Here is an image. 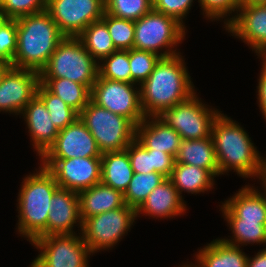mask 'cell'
<instances>
[{"label":"cell","instance_id":"1","mask_svg":"<svg viewBox=\"0 0 266 267\" xmlns=\"http://www.w3.org/2000/svg\"><path fill=\"white\" fill-rule=\"evenodd\" d=\"M180 54L160 58L153 72L140 86L145 117H158L164 110L188 100L196 93Z\"/></svg>","mask_w":266,"mask_h":267},{"label":"cell","instance_id":"2","mask_svg":"<svg viewBox=\"0 0 266 267\" xmlns=\"http://www.w3.org/2000/svg\"><path fill=\"white\" fill-rule=\"evenodd\" d=\"M16 27L17 50L11 66L40 73L65 36L46 10L16 19Z\"/></svg>","mask_w":266,"mask_h":267},{"label":"cell","instance_id":"3","mask_svg":"<svg viewBox=\"0 0 266 267\" xmlns=\"http://www.w3.org/2000/svg\"><path fill=\"white\" fill-rule=\"evenodd\" d=\"M211 136L220 175L231 170L243 178L257 175L262 156L239 123L219 113L213 122Z\"/></svg>","mask_w":266,"mask_h":267},{"label":"cell","instance_id":"4","mask_svg":"<svg viewBox=\"0 0 266 267\" xmlns=\"http://www.w3.org/2000/svg\"><path fill=\"white\" fill-rule=\"evenodd\" d=\"M18 195V232L27 241L47 236L50 201L59 188L54 176L41 164L39 170L23 179Z\"/></svg>","mask_w":266,"mask_h":267},{"label":"cell","instance_id":"5","mask_svg":"<svg viewBox=\"0 0 266 267\" xmlns=\"http://www.w3.org/2000/svg\"><path fill=\"white\" fill-rule=\"evenodd\" d=\"M98 75V63L86 51L79 38L65 36L39 73V78H66L85 85L91 91Z\"/></svg>","mask_w":266,"mask_h":267},{"label":"cell","instance_id":"6","mask_svg":"<svg viewBox=\"0 0 266 267\" xmlns=\"http://www.w3.org/2000/svg\"><path fill=\"white\" fill-rule=\"evenodd\" d=\"M79 118L93 135L101 154L123 151L135 139L136 126L128 118L112 113L91 99Z\"/></svg>","mask_w":266,"mask_h":267},{"label":"cell","instance_id":"7","mask_svg":"<svg viewBox=\"0 0 266 267\" xmlns=\"http://www.w3.org/2000/svg\"><path fill=\"white\" fill-rule=\"evenodd\" d=\"M134 27V49L149 51L161 58L180 53L172 48L182 43L186 34V27L175 18L152 9L135 21Z\"/></svg>","mask_w":266,"mask_h":267},{"label":"cell","instance_id":"8","mask_svg":"<svg viewBox=\"0 0 266 267\" xmlns=\"http://www.w3.org/2000/svg\"><path fill=\"white\" fill-rule=\"evenodd\" d=\"M136 217V209L125 204L121 208L86 218L82 222L81 235L92 255L102 249L113 248L131 229Z\"/></svg>","mask_w":266,"mask_h":267},{"label":"cell","instance_id":"9","mask_svg":"<svg viewBox=\"0 0 266 267\" xmlns=\"http://www.w3.org/2000/svg\"><path fill=\"white\" fill-rule=\"evenodd\" d=\"M41 252L30 267H89V247L82 235L61 234L38 237L31 242Z\"/></svg>","mask_w":266,"mask_h":267},{"label":"cell","instance_id":"10","mask_svg":"<svg viewBox=\"0 0 266 267\" xmlns=\"http://www.w3.org/2000/svg\"><path fill=\"white\" fill-rule=\"evenodd\" d=\"M219 113L218 109H208L195 93L188 100L164 110L158 118L182 139L193 140L211 136L213 122Z\"/></svg>","mask_w":266,"mask_h":267},{"label":"cell","instance_id":"11","mask_svg":"<svg viewBox=\"0 0 266 267\" xmlns=\"http://www.w3.org/2000/svg\"><path fill=\"white\" fill-rule=\"evenodd\" d=\"M101 78L99 75L92 86L90 99L114 114L128 118L137 126L146 117L141 107L140 86Z\"/></svg>","mask_w":266,"mask_h":267},{"label":"cell","instance_id":"12","mask_svg":"<svg viewBox=\"0 0 266 267\" xmlns=\"http://www.w3.org/2000/svg\"><path fill=\"white\" fill-rule=\"evenodd\" d=\"M46 11L64 36L77 37L92 22L102 19L105 0H47Z\"/></svg>","mask_w":266,"mask_h":267},{"label":"cell","instance_id":"13","mask_svg":"<svg viewBox=\"0 0 266 267\" xmlns=\"http://www.w3.org/2000/svg\"><path fill=\"white\" fill-rule=\"evenodd\" d=\"M60 188L81 192L101 182V157L42 159Z\"/></svg>","mask_w":266,"mask_h":267},{"label":"cell","instance_id":"14","mask_svg":"<svg viewBox=\"0 0 266 267\" xmlns=\"http://www.w3.org/2000/svg\"><path fill=\"white\" fill-rule=\"evenodd\" d=\"M225 29L241 38L258 57L266 58V3L241 4L237 15L224 19Z\"/></svg>","mask_w":266,"mask_h":267},{"label":"cell","instance_id":"15","mask_svg":"<svg viewBox=\"0 0 266 267\" xmlns=\"http://www.w3.org/2000/svg\"><path fill=\"white\" fill-rule=\"evenodd\" d=\"M39 72L10 66L0 81V112L20 115L36 96Z\"/></svg>","mask_w":266,"mask_h":267},{"label":"cell","instance_id":"16","mask_svg":"<svg viewBox=\"0 0 266 267\" xmlns=\"http://www.w3.org/2000/svg\"><path fill=\"white\" fill-rule=\"evenodd\" d=\"M96 140L85 124L78 118L60 130L55 143L40 159H70L78 157H101Z\"/></svg>","mask_w":266,"mask_h":267},{"label":"cell","instance_id":"17","mask_svg":"<svg viewBox=\"0 0 266 267\" xmlns=\"http://www.w3.org/2000/svg\"><path fill=\"white\" fill-rule=\"evenodd\" d=\"M47 220V236L61 234H75L74 224L78 222L80 234L82 232V220L80 217L78 193L58 188L50 201Z\"/></svg>","mask_w":266,"mask_h":267},{"label":"cell","instance_id":"18","mask_svg":"<svg viewBox=\"0 0 266 267\" xmlns=\"http://www.w3.org/2000/svg\"><path fill=\"white\" fill-rule=\"evenodd\" d=\"M21 115L29 129L32 145L42 158L55 143L59 131L50 119L44 102L37 95L26 105Z\"/></svg>","mask_w":266,"mask_h":267},{"label":"cell","instance_id":"19","mask_svg":"<svg viewBox=\"0 0 266 267\" xmlns=\"http://www.w3.org/2000/svg\"><path fill=\"white\" fill-rule=\"evenodd\" d=\"M183 199L170 179L166 178L150 192L146 200L136 210L137 217L143 213L146 216L156 217V219L157 217L166 219L181 216L187 210Z\"/></svg>","mask_w":266,"mask_h":267},{"label":"cell","instance_id":"20","mask_svg":"<svg viewBox=\"0 0 266 267\" xmlns=\"http://www.w3.org/2000/svg\"><path fill=\"white\" fill-rule=\"evenodd\" d=\"M135 139L148 150L163 151L174 158L182 141L179 133L158 117H146L141 121L136 126Z\"/></svg>","mask_w":266,"mask_h":267},{"label":"cell","instance_id":"21","mask_svg":"<svg viewBox=\"0 0 266 267\" xmlns=\"http://www.w3.org/2000/svg\"><path fill=\"white\" fill-rule=\"evenodd\" d=\"M220 207L225 219L266 221V198L255 187L245 185Z\"/></svg>","mask_w":266,"mask_h":267},{"label":"cell","instance_id":"22","mask_svg":"<svg viewBox=\"0 0 266 267\" xmlns=\"http://www.w3.org/2000/svg\"><path fill=\"white\" fill-rule=\"evenodd\" d=\"M82 222L89 217L121 208L125 205L123 193L102 182L78 193Z\"/></svg>","mask_w":266,"mask_h":267},{"label":"cell","instance_id":"23","mask_svg":"<svg viewBox=\"0 0 266 267\" xmlns=\"http://www.w3.org/2000/svg\"><path fill=\"white\" fill-rule=\"evenodd\" d=\"M196 255L198 267H247L248 256L240 246L215 239L200 249Z\"/></svg>","mask_w":266,"mask_h":267},{"label":"cell","instance_id":"24","mask_svg":"<svg viewBox=\"0 0 266 267\" xmlns=\"http://www.w3.org/2000/svg\"><path fill=\"white\" fill-rule=\"evenodd\" d=\"M175 162L209 170L215 177L220 175L212 136L203 139H182Z\"/></svg>","mask_w":266,"mask_h":267},{"label":"cell","instance_id":"25","mask_svg":"<svg viewBox=\"0 0 266 267\" xmlns=\"http://www.w3.org/2000/svg\"><path fill=\"white\" fill-rule=\"evenodd\" d=\"M214 177L209 170L175 162L169 179L182 197V191L195 195L210 191L214 188Z\"/></svg>","mask_w":266,"mask_h":267},{"label":"cell","instance_id":"26","mask_svg":"<svg viewBox=\"0 0 266 267\" xmlns=\"http://www.w3.org/2000/svg\"><path fill=\"white\" fill-rule=\"evenodd\" d=\"M126 150L107 152L101 156V182L124 193L133 177Z\"/></svg>","mask_w":266,"mask_h":267},{"label":"cell","instance_id":"27","mask_svg":"<svg viewBox=\"0 0 266 267\" xmlns=\"http://www.w3.org/2000/svg\"><path fill=\"white\" fill-rule=\"evenodd\" d=\"M86 51L99 64L104 58L115 52L107 25L102 21L92 22L78 36Z\"/></svg>","mask_w":266,"mask_h":267},{"label":"cell","instance_id":"28","mask_svg":"<svg viewBox=\"0 0 266 267\" xmlns=\"http://www.w3.org/2000/svg\"><path fill=\"white\" fill-rule=\"evenodd\" d=\"M40 82L78 113L88 104L91 97V91L85 85L66 78L40 79Z\"/></svg>","mask_w":266,"mask_h":267},{"label":"cell","instance_id":"29","mask_svg":"<svg viewBox=\"0 0 266 267\" xmlns=\"http://www.w3.org/2000/svg\"><path fill=\"white\" fill-rule=\"evenodd\" d=\"M232 230V239L223 238L231 245L239 247V244H265L266 245V221H251L244 219H225Z\"/></svg>","mask_w":266,"mask_h":267},{"label":"cell","instance_id":"30","mask_svg":"<svg viewBox=\"0 0 266 267\" xmlns=\"http://www.w3.org/2000/svg\"><path fill=\"white\" fill-rule=\"evenodd\" d=\"M165 179L166 177L158 172L134 173L123 193L125 204L137 210L150 192Z\"/></svg>","mask_w":266,"mask_h":267},{"label":"cell","instance_id":"31","mask_svg":"<svg viewBox=\"0 0 266 267\" xmlns=\"http://www.w3.org/2000/svg\"><path fill=\"white\" fill-rule=\"evenodd\" d=\"M36 95L44 102L55 127L58 131L74 123L79 118V113L69 107L58 96L50 92L39 82Z\"/></svg>","mask_w":266,"mask_h":267},{"label":"cell","instance_id":"32","mask_svg":"<svg viewBox=\"0 0 266 267\" xmlns=\"http://www.w3.org/2000/svg\"><path fill=\"white\" fill-rule=\"evenodd\" d=\"M98 66L101 78L131 83L128 50H116L99 62Z\"/></svg>","mask_w":266,"mask_h":267},{"label":"cell","instance_id":"33","mask_svg":"<svg viewBox=\"0 0 266 267\" xmlns=\"http://www.w3.org/2000/svg\"><path fill=\"white\" fill-rule=\"evenodd\" d=\"M108 28L112 42L117 50H130L134 44V21L117 18L104 13L101 19Z\"/></svg>","mask_w":266,"mask_h":267},{"label":"cell","instance_id":"34","mask_svg":"<svg viewBox=\"0 0 266 267\" xmlns=\"http://www.w3.org/2000/svg\"><path fill=\"white\" fill-rule=\"evenodd\" d=\"M152 9V0H105L106 13L134 22Z\"/></svg>","mask_w":266,"mask_h":267},{"label":"cell","instance_id":"35","mask_svg":"<svg viewBox=\"0 0 266 267\" xmlns=\"http://www.w3.org/2000/svg\"><path fill=\"white\" fill-rule=\"evenodd\" d=\"M128 58L131 67V83L141 86L153 72L161 57L149 51L132 48L128 50Z\"/></svg>","mask_w":266,"mask_h":267},{"label":"cell","instance_id":"36","mask_svg":"<svg viewBox=\"0 0 266 267\" xmlns=\"http://www.w3.org/2000/svg\"><path fill=\"white\" fill-rule=\"evenodd\" d=\"M47 0H0V18L18 19L46 10Z\"/></svg>","mask_w":266,"mask_h":267},{"label":"cell","instance_id":"37","mask_svg":"<svg viewBox=\"0 0 266 267\" xmlns=\"http://www.w3.org/2000/svg\"><path fill=\"white\" fill-rule=\"evenodd\" d=\"M16 50V19L0 18V61L11 64Z\"/></svg>","mask_w":266,"mask_h":267},{"label":"cell","instance_id":"38","mask_svg":"<svg viewBox=\"0 0 266 267\" xmlns=\"http://www.w3.org/2000/svg\"><path fill=\"white\" fill-rule=\"evenodd\" d=\"M198 3H200L199 5L202 8L203 15L206 16L205 18L212 21L228 17L235 11L237 15L241 5L240 0H198Z\"/></svg>","mask_w":266,"mask_h":267},{"label":"cell","instance_id":"39","mask_svg":"<svg viewBox=\"0 0 266 267\" xmlns=\"http://www.w3.org/2000/svg\"><path fill=\"white\" fill-rule=\"evenodd\" d=\"M128 152L131 167L134 173L156 172L152 167L151 150L146 149L134 139L125 149Z\"/></svg>","mask_w":266,"mask_h":267},{"label":"cell","instance_id":"40","mask_svg":"<svg viewBox=\"0 0 266 267\" xmlns=\"http://www.w3.org/2000/svg\"><path fill=\"white\" fill-rule=\"evenodd\" d=\"M153 10L175 18L184 27L183 19L187 16L194 0H152Z\"/></svg>","mask_w":266,"mask_h":267},{"label":"cell","instance_id":"41","mask_svg":"<svg viewBox=\"0 0 266 267\" xmlns=\"http://www.w3.org/2000/svg\"><path fill=\"white\" fill-rule=\"evenodd\" d=\"M152 167L158 173L169 178L174 167L175 158L163 151L151 150Z\"/></svg>","mask_w":266,"mask_h":267},{"label":"cell","instance_id":"42","mask_svg":"<svg viewBox=\"0 0 266 267\" xmlns=\"http://www.w3.org/2000/svg\"><path fill=\"white\" fill-rule=\"evenodd\" d=\"M262 68L259 76V82L257 86L258 91V103L260 111L262 112L265 120H266V58H262Z\"/></svg>","mask_w":266,"mask_h":267},{"label":"cell","instance_id":"43","mask_svg":"<svg viewBox=\"0 0 266 267\" xmlns=\"http://www.w3.org/2000/svg\"><path fill=\"white\" fill-rule=\"evenodd\" d=\"M247 267H266V248L260 250L253 258L248 256Z\"/></svg>","mask_w":266,"mask_h":267},{"label":"cell","instance_id":"44","mask_svg":"<svg viewBox=\"0 0 266 267\" xmlns=\"http://www.w3.org/2000/svg\"><path fill=\"white\" fill-rule=\"evenodd\" d=\"M256 177H259V180H261L260 182H262V188H264V193L261 192L263 194V196L266 198V158L262 157L261 161H260V165L258 168V172Z\"/></svg>","mask_w":266,"mask_h":267},{"label":"cell","instance_id":"45","mask_svg":"<svg viewBox=\"0 0 266 267\" xmlns=\"http://www.w3.org/2000/svg\"><path fill=\"white\" fill-rule=\"evenodd\" d=\"M11 66V64L0 61V81L5 71Z\"/></svg>","mask_w":266,"mask_h":267},{"label":"cell","instance_id":"46","mask_svg":"<svg viewBox=\"0 0 266 267\" xmlns=\"http://www.w3.org/2000/svg\"><path fill=\"white\" fill-rule=\"evenodd\" d=\"M241 4L266 3V0H240Z\"/></svg>","mask_w":266,"mask_h":267},{"label":"cell","instance_id":"47","mask_svg":"<svg viewBox=\"0 0 266 267\" xmlns=\"http://www.w3.org/2000/svg\"><path fill=\"white\" fill-rule=\"evenodd\" d=\"M181 267H198V266H196V264L195 265L194 264H191V265H189V264L185 265L184 264V266H181Z\"/></svg>","mask_w":266,"mask_h":267}]
</instances>
